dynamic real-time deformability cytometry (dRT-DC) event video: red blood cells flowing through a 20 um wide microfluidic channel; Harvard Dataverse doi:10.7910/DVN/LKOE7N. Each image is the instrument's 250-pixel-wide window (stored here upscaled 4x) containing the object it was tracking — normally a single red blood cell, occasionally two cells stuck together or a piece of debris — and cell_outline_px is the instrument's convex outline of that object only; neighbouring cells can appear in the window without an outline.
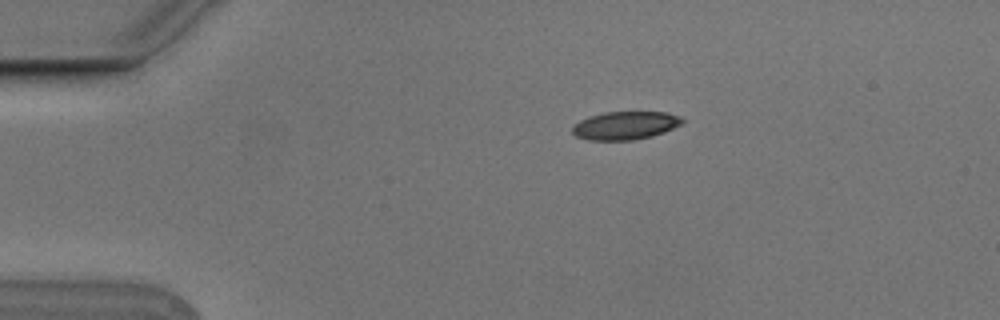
{"species": "Egyptian fruit bat (a non-hibernating species)", "species_latin": "Rousettus aegyptiacus", "temperature_condition": "cold", "stored_images_in_passage": 5, "camera_frame_rate_fps": 3000, "um_per_image_px": 0.085, "animal": {"sex": "male"}, "frame": {"image": 1, "passage_image": 2, "time_ms": 0.333, "image_size_px": [1000, 320], "cell_outline_px": [[684, 124], [664, 132], [652, 136], [632, 140], [588, 140], [576, 136], [572, 132], [572, 124], [588, 116], [604, 112], [668, 112], [680, 116], [684, 120]], "centroid_in_image_um": [53.15, 10.66], "position_along_channel_um": 31.8, "area_um2": 18.26}}
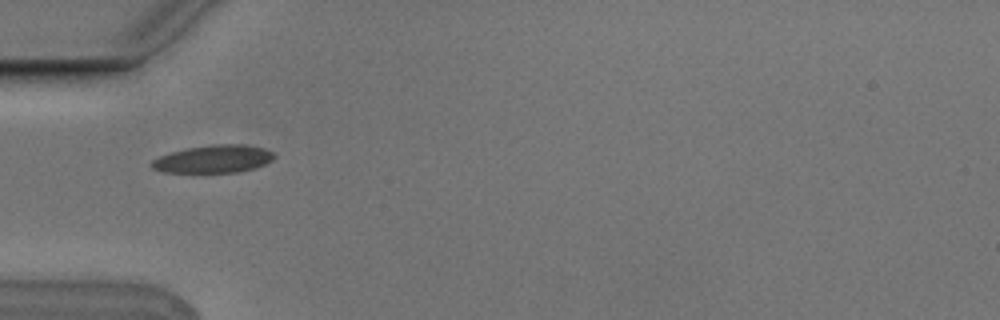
{"frame": {"image": 2, "passage_image": 4, "time_ms": 1.0, "image_size_px": [1000, 320], "cell_outline_px": [[276, 156], [272, 160], [256, 168], [236, 172], [160, 172], [152, 168], [148, 164], [152, 160], [160, 156], [172, 152], [188, 148], [212, 144], [244, 144], [264, 148], [272, 152]], "centroid_in_image_um": [18.14, 13.51], "position_along_channel_um": 66.9, "area_um2": 19.83}}